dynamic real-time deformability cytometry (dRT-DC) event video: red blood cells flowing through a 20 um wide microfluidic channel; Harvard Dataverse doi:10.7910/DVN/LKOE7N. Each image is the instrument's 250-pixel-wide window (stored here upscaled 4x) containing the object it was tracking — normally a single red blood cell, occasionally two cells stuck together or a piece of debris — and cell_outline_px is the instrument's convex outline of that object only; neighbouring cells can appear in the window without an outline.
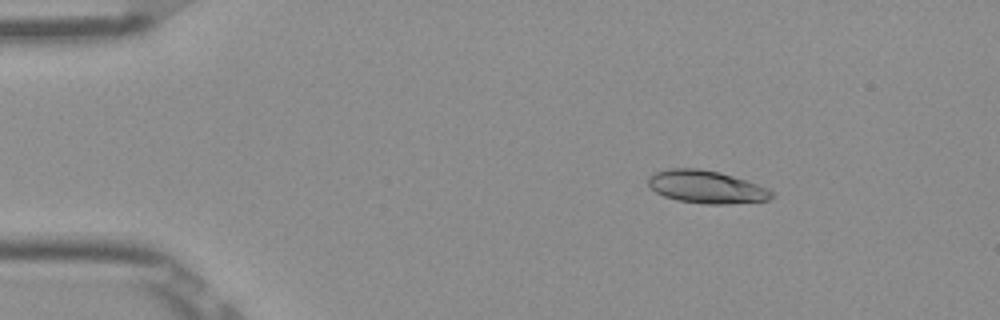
{"species": "Egyptian fruit bat (a non-hibernating species)", "species_latin": "Rousettus aegyptiacus", "temperature_condition": "room temperature", "stored_images_in_passage": 52, "camera_frame_rate_fps": 3000, "um_per_image_px": 0.085, "frame": {"image": 1, "passage_image": 8, "time_ms": 2.333, "image_size_px": [1000, 320], "cell_outline_px": [[772, 196], [768, 200], [728, 204], [704, 204], [676, 200], [664, 196], [656, 192], [648, 184], [648, 176], [656, 172], [672, 168], [700, 168], [720, 172], [768, 188], [772, 192]], "centroid_in_image_um": [60.01, 15.89], "position_along_channel_um": 25.0, "area_um2": 23.41}}
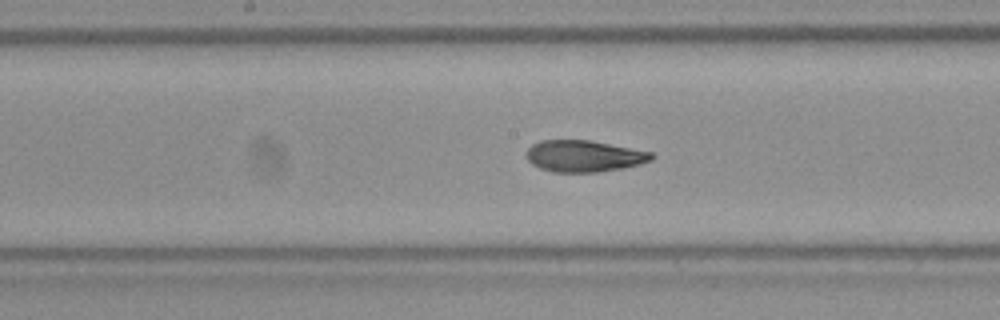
{"frame": {"image": 2, "passage_image": 27, "time_ms": 8.667, "image_size_px": [1000, 320], "cell_outline_px": [[656, 156], [652, 160], [640, 164], [620, 168], [596, 172], [552, 172], [540, 168], [532, 164], [524, 156], [524, 152], [532, 144], [540, 140], [592, 140], [652, 152]], "centroid_in_image_um": [49.61, 13.26], "position_along_channel_um": 198.6, "area_um2": 23.24}}
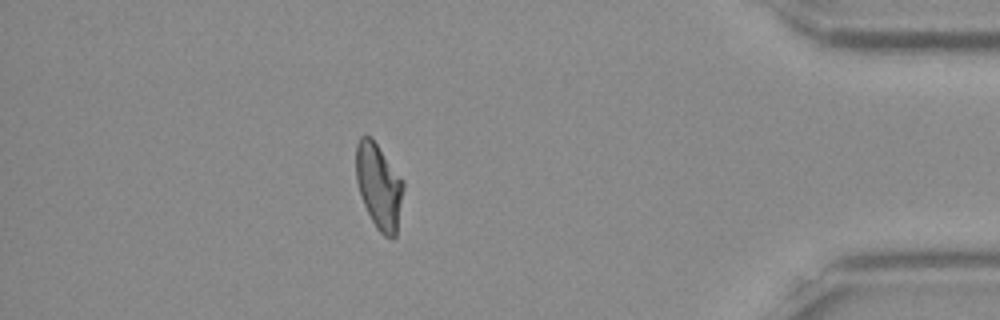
{"frame": {"image": 3, "passage_image": 46, "time_ms": 15.0, "image_size_px": [1000, 320], "cell_outline_px": [[404, 188], [396, 236], [392, 240], [384, 236], [376, 228], [364, 204], [356, 180], [356, 144], [360, 136], [372, 136], [404, 180]], "centroid_in_image_um": [32.22, 15.81], "position_along_channel_um": 403.0, "area_um2": 23.76}, "authors_computed_cell_mechanics": {"area_um2": 23.3512, "velocity_mm_per_s": 3.8991, "shape_relaxation_time_tau1_ms": 9.6082, "shape_relaxation_time_tau2_ms": 2.1515, "deformation_change_tau1": 0.2526, "deformation_change_tau2": 0.0819}}